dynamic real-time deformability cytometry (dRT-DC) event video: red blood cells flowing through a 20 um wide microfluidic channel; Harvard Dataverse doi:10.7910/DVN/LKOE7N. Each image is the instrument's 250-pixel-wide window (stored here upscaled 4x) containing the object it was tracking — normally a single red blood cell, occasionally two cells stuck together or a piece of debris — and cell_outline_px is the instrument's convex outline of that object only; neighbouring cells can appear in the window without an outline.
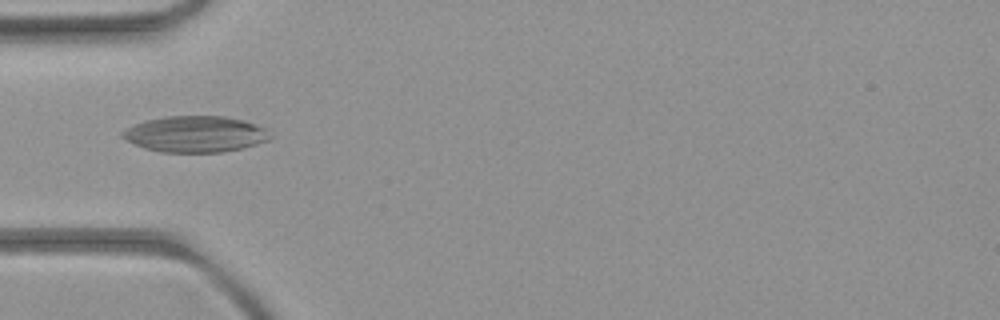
{"species": "common noctule bat (a hibernating species)", "species_latin": "Nyctalus noctula", "temperature_condition": "room temperature", "stored_images_in_passage": 5, "camera_frame_rate_fps": 3000, "um_per_image_px": 0.085, "animal": {"sex": "female", "body_mass_g": 21.9}, "frame": {"image": 1, "passage_image": 5, "time_ms": 5.333, "image_size_px": [1000, 320], "cell_outline_px": [[272, 136], [268, 140], [256, 144], [240, 148], [220, 152], [160, 152], [144, 148], [120, 136], [120, 132], [136, 124], [148, 120], [164, 116], [224, 116], [244, 120], [268, 128]], "centroid_in_image_um": [16.64, 11.39], "position_along_channel_um": 68.4, "area_um2": 31.04}}